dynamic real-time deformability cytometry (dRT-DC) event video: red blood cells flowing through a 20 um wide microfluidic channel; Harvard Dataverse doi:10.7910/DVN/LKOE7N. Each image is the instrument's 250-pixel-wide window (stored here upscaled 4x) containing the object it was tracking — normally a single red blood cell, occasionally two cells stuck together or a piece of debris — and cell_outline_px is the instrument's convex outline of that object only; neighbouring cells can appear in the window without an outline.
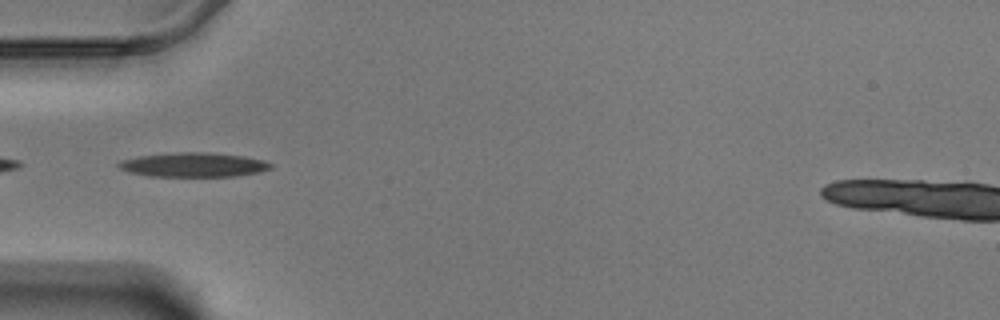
{"species": "Egyptian fruit bat (a non-hibernating species)", "species_latin": "Rousettus aegyptiacus", "temperature_condition": "warm", "stored_images_in_passage": 15, "camera_frame_rate_fps": 3000, "um_per_image_px": 0.085, "animal": {"sex": "male"}, "frame": {"image": 1, "passage_image": 1, "time_ms": 0.0, "image_size_px": [1000, 320], "cell_outline_px": [[272, 168], [260, 172], [236, 176], [148, 176], [128, 172], [120, 168], [116, 164], [120, 160], [136, 156], [180, 152], [204, 152], [240, 156], [264, 160], [272, 164]], "centroid_in_image_um": [16.41, 14.01], "position_along_channel_um": 68.6, "area_um2": 21.5}}
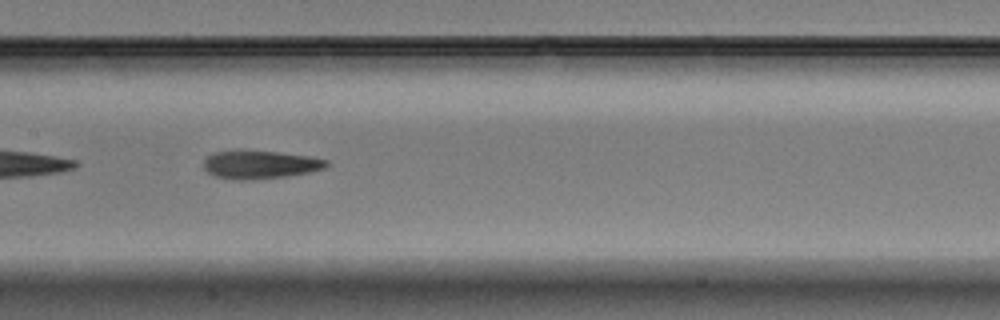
{"frame": {"image": 2, "passage_image": 11, "time_ms": 3.333, "image_size_px": [1000, 320], "cell_outline_px": [[332, 164], [324, 168], [308, 172], [284, 176], [252, 180], [236, 180], [216, 176], [208, 172], [204, 168], [204, 160], [208, 156], [216, 152], [236, 148], [240, 148], [280, 152], [308, 156], [328, 160]], "centroid_in_image_um": [22.09, 13.95], "position_along_channel_um": 185.3, "area_um2": 20.63}}